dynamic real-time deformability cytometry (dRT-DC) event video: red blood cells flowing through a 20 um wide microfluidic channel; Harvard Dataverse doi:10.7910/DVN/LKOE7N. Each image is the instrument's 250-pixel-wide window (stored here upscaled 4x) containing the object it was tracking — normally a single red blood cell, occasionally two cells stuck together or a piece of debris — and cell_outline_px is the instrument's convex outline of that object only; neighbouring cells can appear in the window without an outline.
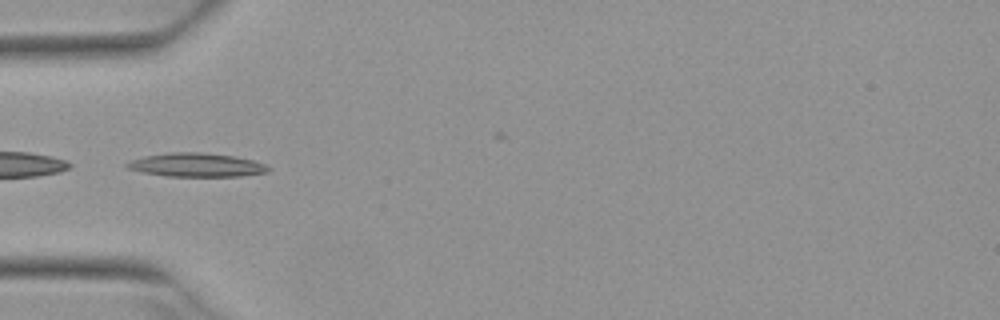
{"species": "Egyptian fruit bat (a non-hibernating species)", "species_latin": "Rousettus aegyptiacus", "temperature_condition": "warm", "stored_images_in_passage": 4, "camera_frame_rate_fps": 3000, "um_per_image_px": 0.085, "animal": {"sex": "female"}, "frame": {"image": 1, "passage_image": 3, "time_ms": 0.667, "image_size_px": [1000, 320], "cell_outline_px": [[272, 168], [268, 172], [240, 176], [168, 176], [144, 172], [128, 168], [124, 164], [132, 160], [144, 156], [168, 152], [200, 152], [232, 156], [252, 160], [264, 164]], "centroid_in_image_um": [16.71, 14.02], "position_along_channel_um": 68.3, "area_um2": 19.31}}